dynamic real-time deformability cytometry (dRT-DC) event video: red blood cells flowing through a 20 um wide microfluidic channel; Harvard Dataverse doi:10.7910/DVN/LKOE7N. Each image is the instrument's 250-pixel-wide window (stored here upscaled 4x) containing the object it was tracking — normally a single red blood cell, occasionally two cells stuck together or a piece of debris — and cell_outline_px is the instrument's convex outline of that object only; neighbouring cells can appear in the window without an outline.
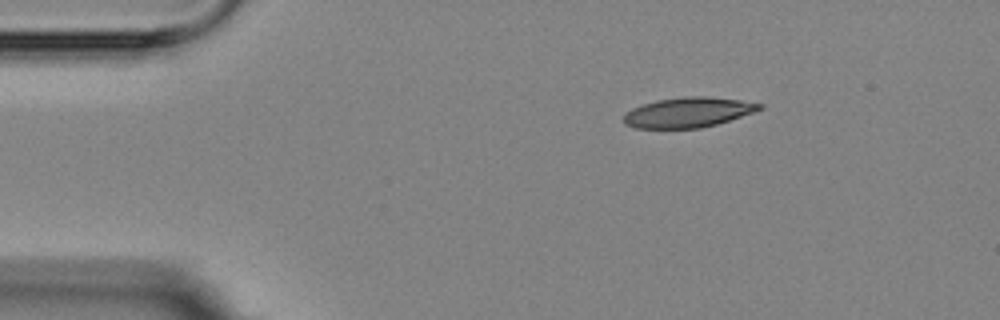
{"species": "Egyptian fruit bat (a non-hibernating species)", "species_latin": "Rousettus aegyptiacus", "temperature_condition": "room temperature", "stored_images_in_passage": 3, "camera_frame_rate_fps": 3000, "um_per_image_px": 0.085, "animal": {"sex": "female"}, "frame": {"image": 1, "passage_image": 1, "time_ms": 0.0, "image_size_px": [1000, 320], "cell_outline_px": [[764, 108], [716, 124], [700, 128], [636, 128], [624, 124], [624, 112], [632, 108], [656, 100], [684, 96], [704, 96], [740, 100], [764, 104]], "centroid_in_image_um": [58.46, 9.54], "position_along_channel_um": 26.5, "area_um2": 23.64}}